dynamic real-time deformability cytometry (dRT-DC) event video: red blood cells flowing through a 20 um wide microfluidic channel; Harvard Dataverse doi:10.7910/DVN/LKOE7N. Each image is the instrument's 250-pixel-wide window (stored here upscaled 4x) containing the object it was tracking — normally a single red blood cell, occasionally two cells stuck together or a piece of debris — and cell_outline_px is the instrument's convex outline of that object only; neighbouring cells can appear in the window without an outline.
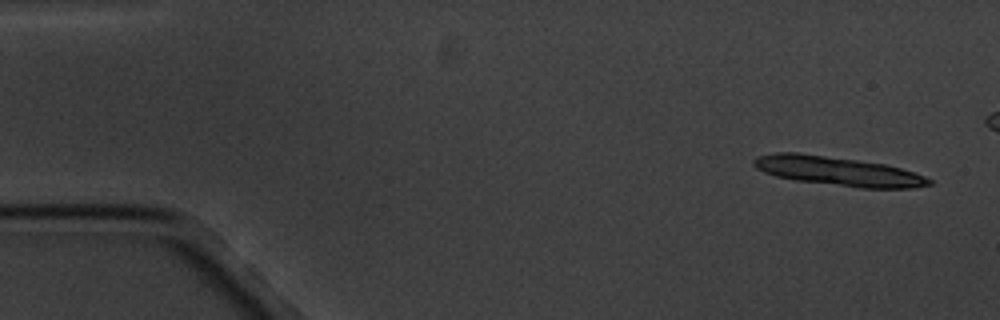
{"species": "common noctule bat (a hibernating species)", "species_latin": "Nyctalus noctula", "temperature_condition": "cold", "stored_images_in_passage": 6, "camera_frame_rate_fps": 3000, "um_per_image_px": 0.085, "animal": {"sex": "male", "body_mass_g": 20.1, "forearm_length_mm": 53.5}, "frame": {"image": 1, "passage_image": 1, "time_ms": 0.0, "image_size_px": [1000, 320], "cell_outline_px": [[932, 184], [916, 188], [860, 188], [796, 180], [776, 176], [764, 172], [756, 168], [752, 164], [752, 160], [756, 156], [776, 152], [800, 152], [884, 164], [900, 168], [924, 176], [932, 180]], "centroid_in_image_um": [71.19, 14.54], "position_along_channel_um": 13.8, "area_um2": 29.71}}